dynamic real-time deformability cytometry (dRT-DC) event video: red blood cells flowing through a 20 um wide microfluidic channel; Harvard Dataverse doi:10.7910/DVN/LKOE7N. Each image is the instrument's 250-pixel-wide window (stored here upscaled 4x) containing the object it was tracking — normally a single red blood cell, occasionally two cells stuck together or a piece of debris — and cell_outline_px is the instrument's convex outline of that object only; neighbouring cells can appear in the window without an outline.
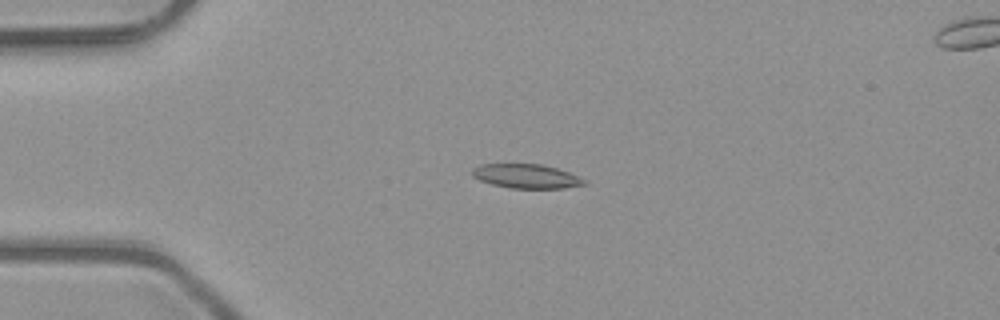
{"species": "common noctule bat (a hibernating species)", "species_latin": "Nyctalus noctula", "temperature_condition": "room temperature", "stored_images_in_passage": 7, "camera_frame_rate_fps": 3000, "um_per_image_px": 0.085, "animal": {"sex": "male", "body_mass_g": 23.1, "forearm_length_mm": 52.7}, "frame": {"image": 1, "passage_image": 4, "time_ms": 1.0, "image_size_px": [1000, 320], "cell_outline_px": [[588, 184], [564, 188], [512, 188], [492, 184], [480, 180], [472, 176], [472, 168], [480, 164], [544, 164], [568, 172], [588, 180]], "centroid_in_image_um": [44.76, 14.97], "position_along_channel_um": 40.2, "area_um2": 15.84}}
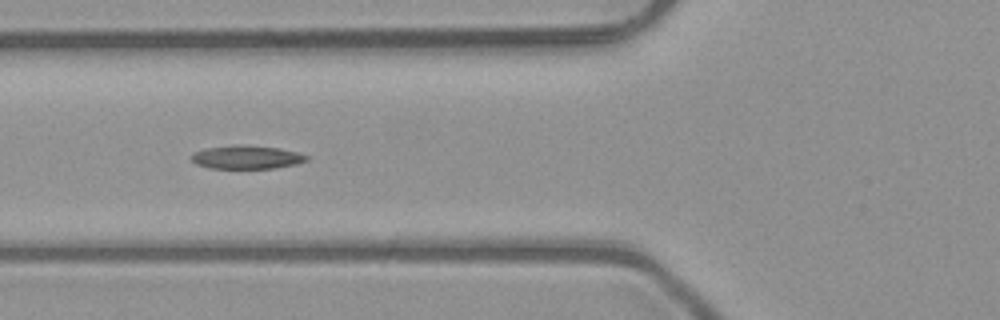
{"frame": {"image": 2, "passage_image": 6, "time_ms": 1.667, "image_size_px": [1000, 320], "cell_outline_px": [[308, 160], [296, 164], [276, 168], [208, 168], [196, 164], [188, 156], [192, 152], [208, 148], [236, 144], [240, 144], [280, 148], [296, 152], [308, 156]], "centroid_in_image_um": [20.92, 13.36], "position_along_channel_um": 104.9, "area_um2": 15.84}}
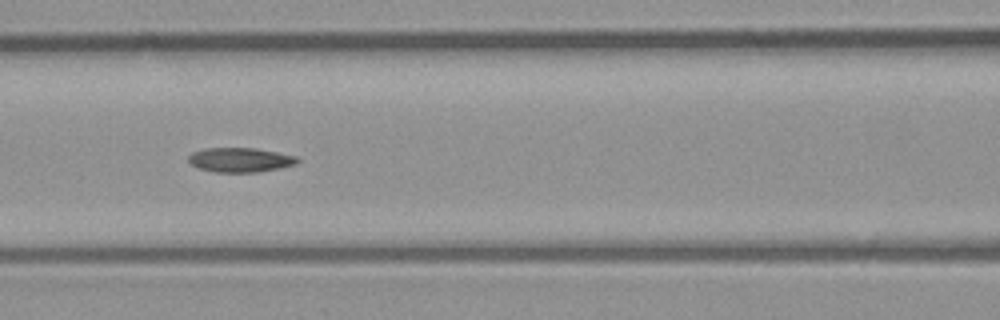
{"frame": {"image": 3, "passage_image": 7, "time_ms": 2.0, "image_size_px": [1000, 320], "cell_outline_px": [[300, 160], [296, 164], [280, 168], [256, 172], [216, 172], [200, 168], [192, 164], [188, 160], [188, 156], [192, 152], [204, 148], [256, 148], [296, 156]], "centroid_in_image_um": [20.42, 13.58], "position_along_channel_um": 146.2, "area_um2": 15.43}}